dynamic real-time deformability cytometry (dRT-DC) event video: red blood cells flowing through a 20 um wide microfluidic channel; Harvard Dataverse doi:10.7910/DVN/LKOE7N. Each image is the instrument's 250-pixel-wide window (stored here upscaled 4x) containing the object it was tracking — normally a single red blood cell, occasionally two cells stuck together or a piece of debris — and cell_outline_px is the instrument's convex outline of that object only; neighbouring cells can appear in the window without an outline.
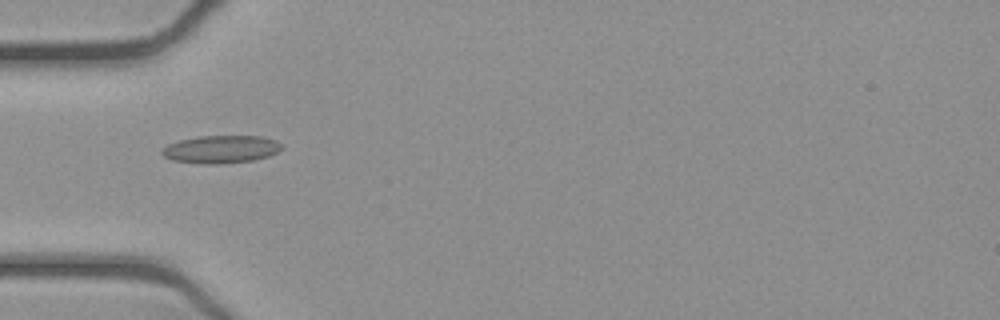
{"species": "common noctule bat (a hibernating species)", "species_latin": "Nyctalus noctula", "temperature_condition": "cold", "stored_images_in_passage": 38, "camera_frame_rate_fps": 3000, "um_per_image_px": 0.085, "animal": {"sex": "female", "body_mass_g": 21.9}, "frame": {"image": 1, "passage_image": 3, "time_ms": 0.667, "image_size_px": [1000, 320], "cell_outline_px": [[284, 148], [268, 156], [252, 160], [220, 164], [196, 164], [172, 160], [164, 156], [160, 152], [168, 144], [180, 140], [200, 136], [260, 136], [276, 140]], "centroid_in_image_um": [18.77, 12.69], "position_along_channel_um": 66.2, "area_um2": 19.36}}
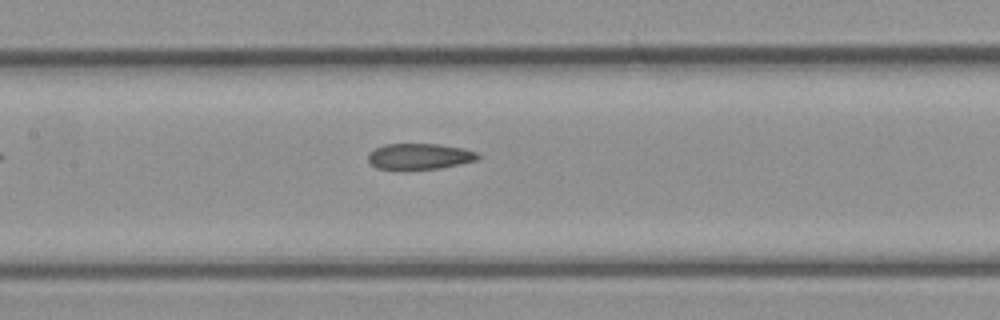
{"frame": {"image": 2, "passage_image": 11, "time_ms": 3.333, "image_size_px": [1000, 320], "cell_outline_px": [[480, 156], [476, 160], [460, 164], [440, 168], [408, 172], [396, 172], [376, 168], [368, 160], [368, 152], [384, 144], [440, 144], [464, 148], [476, 152]], "centroid_in_image_um": [35.6, 13.34], "position_along_channel_um": 171.8, "area_um2": 17.4}}
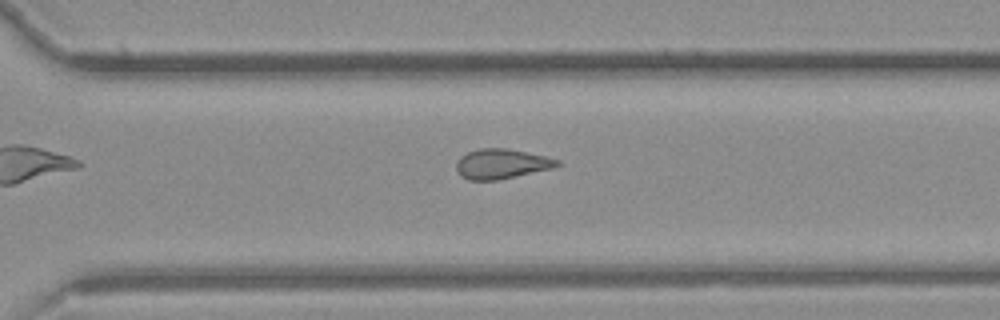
{"frame": {"image": 3, "passage_image": 23, "time_ms": 7.333, "image_size_px": [1000, 320], "cell_outline_px": [[560, 164], [552, 168], [496, 180], [468, 180], [460, 176], [456, 168], [456, 160], [460, 156], [468, 152], [480, 148], [508, 148], [544, 156], [560, 160]], "centroid_in_image_um": [42.58, 13.92], "position_along_channel_um": 328.0, "area_um2": 17.46}, "authors_computed_cell_mechanics": {"area_um2": 17.8602, "velocity_mm_per_s": 3.9206, "shape_relaxation_time_tau1_ms": null, "shape_relaxation_time_tau2_ms": 4.2839, "deformation_change_tau1": null, "deformation_change_tau2": 0.1212}}